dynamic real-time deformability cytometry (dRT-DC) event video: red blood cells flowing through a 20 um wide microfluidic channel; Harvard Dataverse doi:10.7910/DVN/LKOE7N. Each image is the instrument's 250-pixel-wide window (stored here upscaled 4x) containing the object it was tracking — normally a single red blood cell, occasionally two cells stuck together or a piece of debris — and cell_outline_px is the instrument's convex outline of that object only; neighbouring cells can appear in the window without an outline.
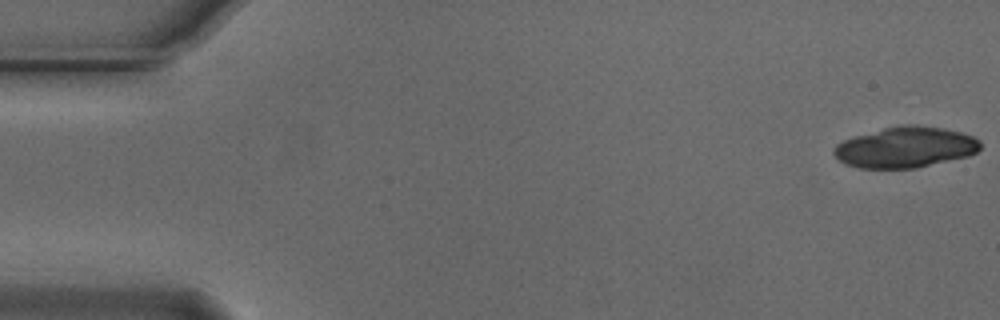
{"species": "Egyptian fruit bat (a non-hibernating species)", "species_latin": "Rousettus aegyptiacus", "temperature_condition": "cold", "stored_images_in_passage": 18, "camera_frame_rate_fps": 3000, "um_per_image_px": 0.085, "animal": {"sex": "male"}, "frame": {"image": 1, "passage_image": 1, "time_ms": 0.0, "image_size_px": [1000, 320], "cell_outline_px": [[980, 148], [976, 152], [968, 156], [916, 168], [856, 168], [840, 160], [832, 152], [836, 144], [844, 140], [856, 136], [884, 128], [900, 124], [916, 124], [944, 128], [960, 132], [972, 136], [980, 140]], "centroid_in_image_um": [76.97, 12.51], "position_along_channel_um": 8.0, "area_um2": 34.74}}